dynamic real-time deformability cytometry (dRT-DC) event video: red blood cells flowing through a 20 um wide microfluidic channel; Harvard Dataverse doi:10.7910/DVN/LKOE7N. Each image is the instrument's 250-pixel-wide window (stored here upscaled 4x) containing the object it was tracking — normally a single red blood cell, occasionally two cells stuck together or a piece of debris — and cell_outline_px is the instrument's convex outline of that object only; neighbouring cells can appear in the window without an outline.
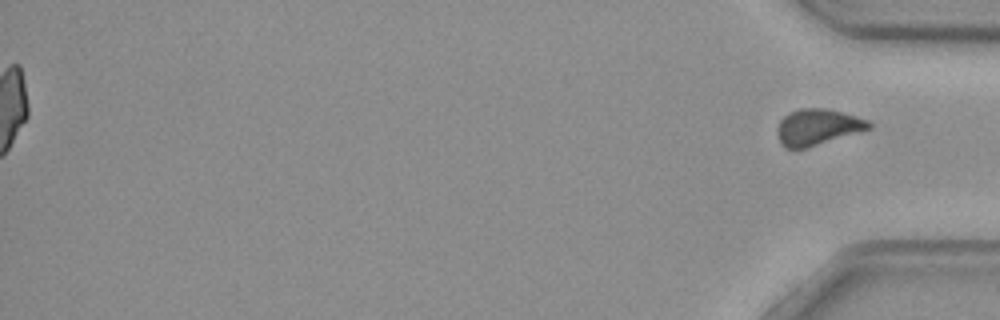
{"species": "common noctule bat (a hibernating species)", "species_latin": "Nyctalus noctula", "temperature_condition": "cold", "stored_images_in_passage": 49, "segment_of_instrument_passage": [2, 2], "camera_frame_rate_fps": 3000, "um_per_image_px": 0.085, "animal": {"sex": "female", "body_mass_g": 29.2, "forearm_length_mm": 56.3}, "frame": {"image": 1, "passage_image": 49, "time_ms": 16.0, "image_size_px": [1000, 320], "cell_outline_px": [[872, 128], [808, 148], [784, 148], [780, 144], [776, 132], [776, 128], [780, 120], [788, 112], [800, 108], [828, 108], [856, 116], [868, 120], [872, 124]], "centroid_in_image_um": [69.47, 10.8], "position_along_channel_um": 365.7, "area_um2": 19.59}}